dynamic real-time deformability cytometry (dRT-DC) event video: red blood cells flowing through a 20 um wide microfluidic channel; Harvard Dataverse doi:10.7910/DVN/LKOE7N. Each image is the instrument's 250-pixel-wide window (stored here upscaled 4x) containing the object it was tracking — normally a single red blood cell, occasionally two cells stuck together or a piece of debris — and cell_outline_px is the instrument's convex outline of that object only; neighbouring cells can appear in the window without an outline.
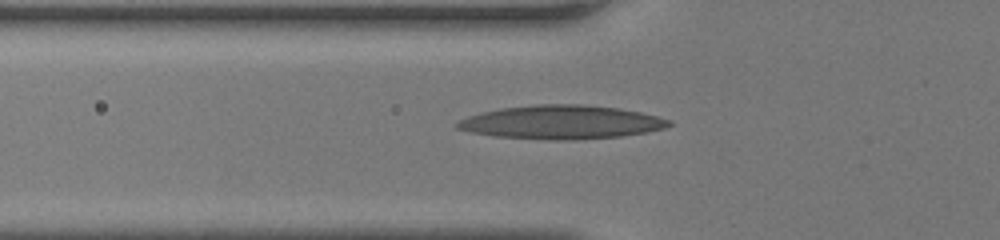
{"species": "human", "species_latin": "Homo sapiens", "temperature_condition": "room temperature", "stored_images_in_passage": 35, "segment_of_instrument_passage": [1, 2], "camera_frame_rate_fps": 3000, "um_per_image_px": 0.085, "donor": {"sex": "female"}, "frame": {"image": 1, "passage_image": 2, "time_ms": 0.333, "image_size_px": [1000, 240], "cell_outline_px": [[672, 124], [664, 128], [644, 132], [620, 136], [576, 140], [548, 140], [496, 136], [472, 132], [456, 128], [456, 124], [460, 120], [468, 116], [480, 112], [500, 108], [536, 104], [580, 104], [620, 108], [640, 112], [672, 120]], "centroid_in_image_um": [47.71, 10.38], "position_along_channel_um": 78.1, "area_um2": 41.5}}
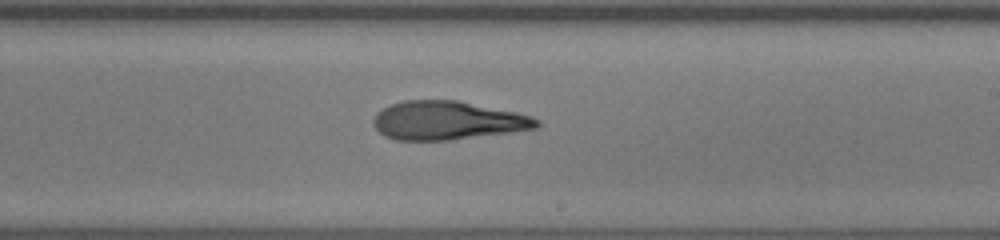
{"frame": {"image": 2, "passage_image": 14, "time_ms": 4.333, "image_size_px": [1000, 240], "cell_outline_px": [[540, 124], [536, 128], [508, 132], [448, 140], [396, 140], [384, 136], [376, 128], [372, 120], [376, 112], [392, 104], [404, 100], [456, 100], [516, 112], [532, 116], [540, 120]], "centroid_in_image_um": [38.01, 10.24], "position_along_channel_um": 251.0, "area_um2": 36.47}}
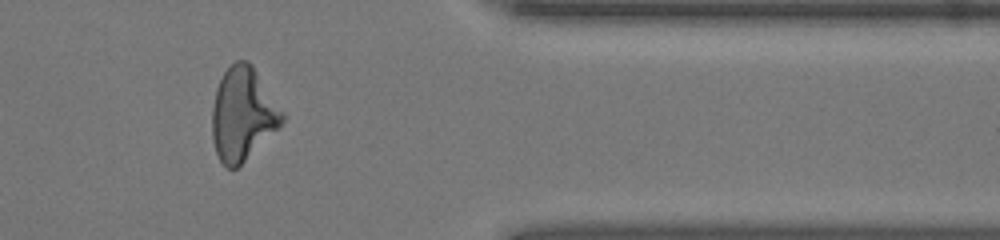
{"frame": {"image": 3, "passage_image": 25, "time_ms": 8.0, "image_size_px": [1000, 240], "cell_outline_px": [[284, 120], [280, 128], [236, 168], [224, 168], [216, 152], [212, 140], [212, 108], [216, 88], [224, 72], [236, 60], [248, 60], [252, 64], [284, 112]], "centroid_in_image_um": [20.64, 9.7], "position_along_channel_um": 390.8, "area_um2": 38.15}}